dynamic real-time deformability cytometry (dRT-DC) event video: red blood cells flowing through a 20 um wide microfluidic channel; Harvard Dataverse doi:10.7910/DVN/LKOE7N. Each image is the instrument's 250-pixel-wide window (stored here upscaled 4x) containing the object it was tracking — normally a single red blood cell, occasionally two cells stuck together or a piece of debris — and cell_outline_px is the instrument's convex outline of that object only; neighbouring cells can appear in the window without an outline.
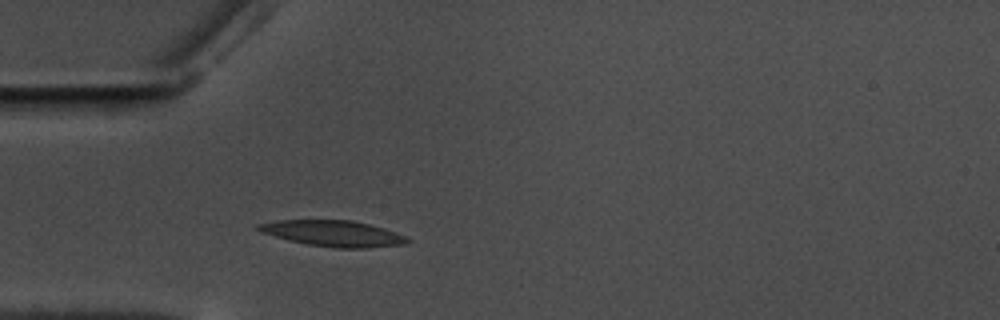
{"species": "common noctule bat (a hibernating species)", "species_latin": "Nyctalus noctula", "temperature_condition": "warm", "stored_images_in_passage": 38, "camera_frame_rate_fps": 3000, "um_per_image_px": 0.085, "animal": {"sex": "male", "body_mass_g": 17.5, "forearm_length_mm": 52.3}, "frame": {"image": 1, "passage_image": 1, "time_ms": 0.0, "image_size_px": [1000, 320], "cell_outline_px": [[412, 240], [404, 244], [368, 248], [336, 248], [308, 244], [288, 240], [260, 232], [256, 228], [256, 224], [276, 220], [352, 220], [384, 228], [408, 236]], "centroid_in_image_um": [28.33, 19.84], "position_along_channel_um": 56.7, "area_um2": 22.66}}
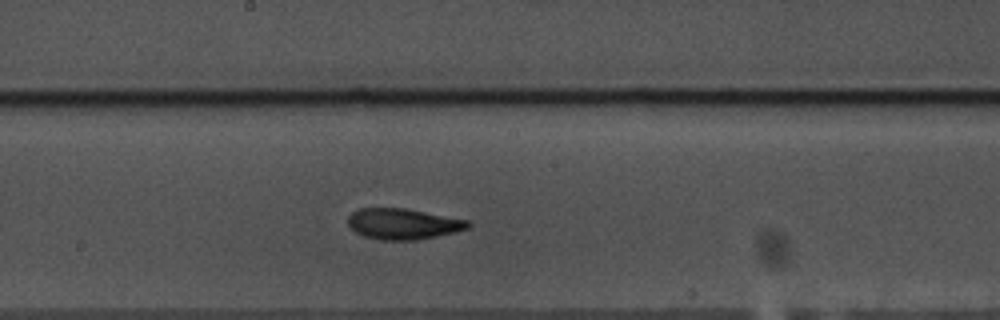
{"frame": {"image": 2, "passage_image": 15, "time_ms": 4.667, "image_size_px": [1000, 320], "cell_outline_px": [[472, 224], [468, 228], [436, 236], [416, 240], [380, 240], [364, 236], [356, 232], [348, 224], [348, 216], [356, 208], [404, 208], [468, 220]], "centroid_in_image_um": [34.23, 19.02], "position_along_channel_um": 214.0, "area_um2": 21.44}}
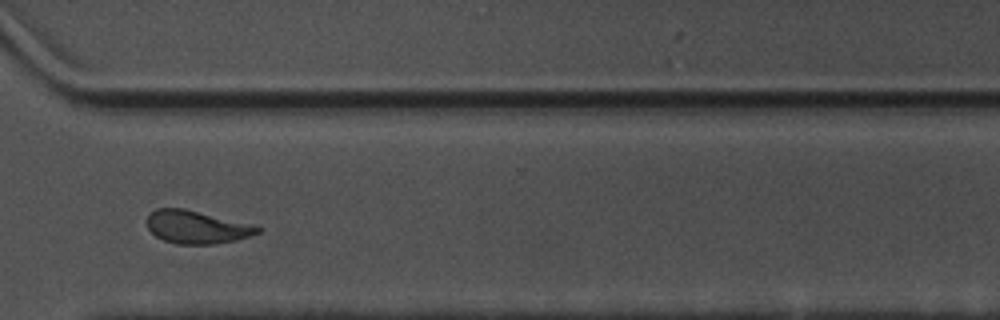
{"frame": {"image": 3, "passage_image": 27, "time_ms": 8.667, "image_size_px": [1000, 320], "cell_outline_px": [[264, 228], [260, 232], [236, 240], [216, 244], [176, 244], [164, 240], [156, 236], [148, 228], [144, 220], [148, 212], [156, 208], [184, 208], [252, 224]], "centroid_in_image_um": [16.68, 19.29], "position_along_channel_um": 353.9, "area_um2": 21.5}, "authors_computed_cell_mechanics": {"area_um2": 21.4438, "velocity_mm_per_s": 3.4905, "shape_relaxation_time_tau1_ms": 4.5727, "shape_relaxation_time_tau2_ms": 2.8545, "deformation_change_tau1": 0.1644, "deformation_change_tau2": 0.1031}}